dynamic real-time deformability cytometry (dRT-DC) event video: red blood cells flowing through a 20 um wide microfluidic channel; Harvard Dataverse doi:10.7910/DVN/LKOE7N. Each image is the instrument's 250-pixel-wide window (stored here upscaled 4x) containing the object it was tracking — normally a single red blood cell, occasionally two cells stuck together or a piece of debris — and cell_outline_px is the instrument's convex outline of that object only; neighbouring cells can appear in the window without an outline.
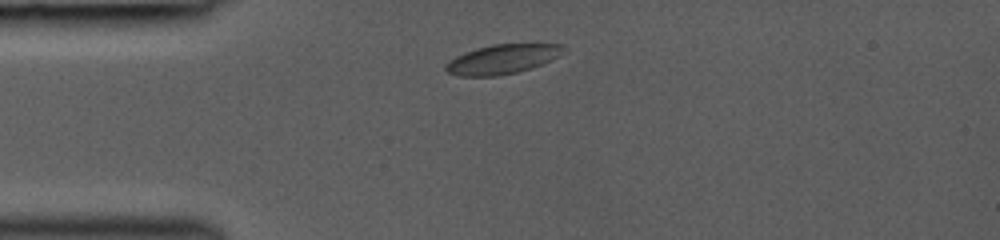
{"species": "common noctule bat (a hibernating species)", "species_latin": "Nyctalus noctula", "temperature_condition": "room temperature", "stored_images_in_passage": 5, "camera_frame_rate_fps": 3000, "um_per_image_px": 0.085, "animal": {"sex": "female", "body_mass_g": 19.0, "forearm_length_mm": 53.3}, "frame": {"image": 1, "passage_image": 2, "time_ms": 1.0, "image_size_px": [1000, 240], "cell_outline_px": [[568, 48], [560, 56], [552, 60], [532, 68], [516, 72], [496, 76], [460, 76], [448, 72], [444, 68], [444, 64], [456, 56], [464, 52], [476, 48], [492, 44], [564, 44]], "centroid_in_image_um": [42.74, 5.02], "position_along_channel_um": 42.3, "area_um2": 20.4}}